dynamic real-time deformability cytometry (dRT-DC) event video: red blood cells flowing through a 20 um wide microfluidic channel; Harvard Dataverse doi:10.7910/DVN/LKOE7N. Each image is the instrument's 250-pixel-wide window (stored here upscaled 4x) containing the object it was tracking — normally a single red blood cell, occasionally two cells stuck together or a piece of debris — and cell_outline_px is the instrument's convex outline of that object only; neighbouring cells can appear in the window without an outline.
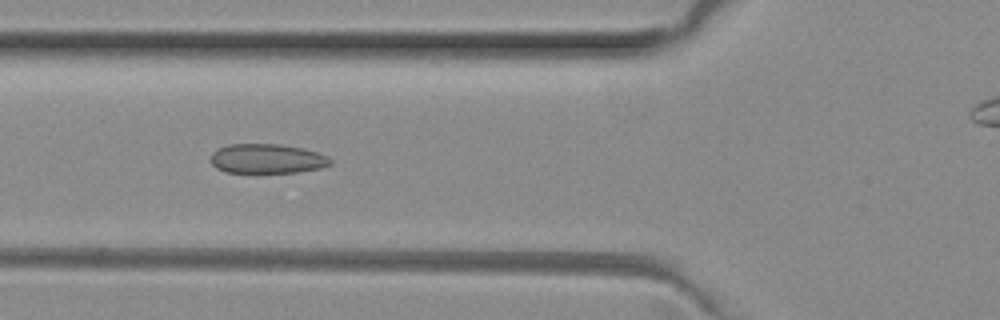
{"species": "common noctule bat (a hibernating species)", "species_latin": "Nyctalus noctula", "temperature_condition": "room temperature", "stored_images_in_passage": 5, "segment_of_instrument_passage": [1, 2], "camera_frame_rate_fps": 3000, "um_per_image_px": 0.085, "animal": {"sex": "female", "body_mass_g": 29.2, "forearm_length_mm": 56.3}, "frame": {"image": 1, "passage_image": 3, "time_ms": 0.667, "image_size_px": [1000, 320], "cell_outline_px": [[332, 164], [320, 168], [296, 172], [224, 172], [216, 168], [208, 160], [212, 152], [216, 148], [228, 144], [280, 144], [304, 148], [328, 156], [332, 160]], "centroid_in_image_um": [22.66, 13.48], "position_along_channel_um": 103.1, "area_um2": 20.81}}
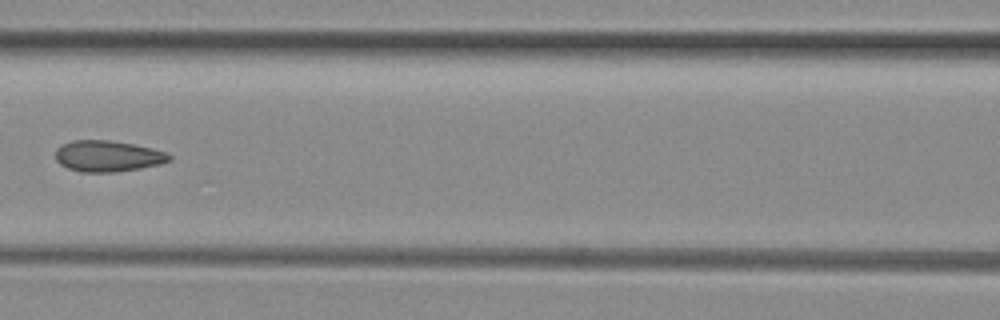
{"frame": {"image": 2, "passage_image": 4, "time_ms": 1.0, "image_size_px": [1000, 320], "cell_outline_px": [[172, 160], [160, 164], [140, 168], [116, 172], [80, 172], [68, 168], [60, 164], [56, 160], [56, 148], [60, 144], [72, 140], [108, 140], [132, 144], [152, 148], [168, 152], [172, 156]], "centroid_in_image_um": [9.16, 13.27], "position_along_channel_um": 157.4, "area_um2": 20.81}}